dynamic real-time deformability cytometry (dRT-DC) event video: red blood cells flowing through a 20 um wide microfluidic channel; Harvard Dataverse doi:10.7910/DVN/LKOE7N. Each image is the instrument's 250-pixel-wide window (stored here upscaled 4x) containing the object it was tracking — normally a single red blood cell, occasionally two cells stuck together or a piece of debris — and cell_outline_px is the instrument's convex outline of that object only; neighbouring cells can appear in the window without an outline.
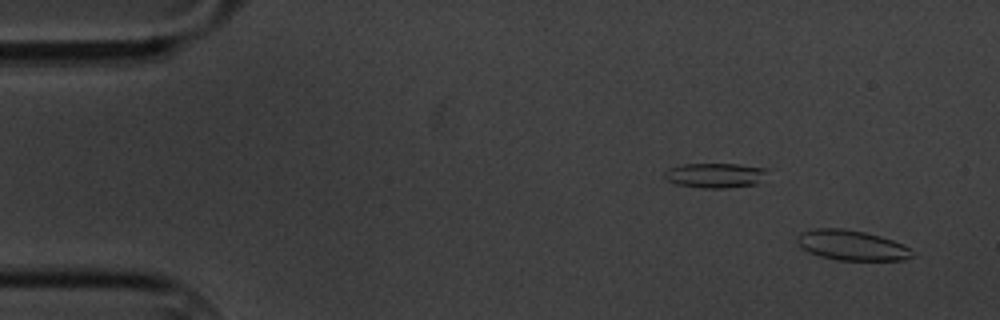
{"species": "common noctule bat (a hibernating species)", "species_latin": "Nyctalus noctula", "temperature_condition": "cold", "stored_images_in_passage": 57, "camera_frame_rate_fps": 3000, "um_per_image_px": 0.085, "animal": {"sex": "male", "body_mass_g": 20.1, "forearm_length_mm": 53.5}, "frame": {"image": 1, "passage_image": 1, "time_ms": 0.0, "image_size_px": [1000, 320], "cell_outline_px": [[916, 256], [904, 260], [836, 260], [820, 256], [808, 252], [796, 240], [796, 236], [800, 232], [816, 228], [844, 228], [864, 232], [880, 236], [904, 244], [912, 248]], "centroid_in_image_um": [72.44, 20.85], "position_along_channel_um": 12.6, "area_um2": 20.4}}
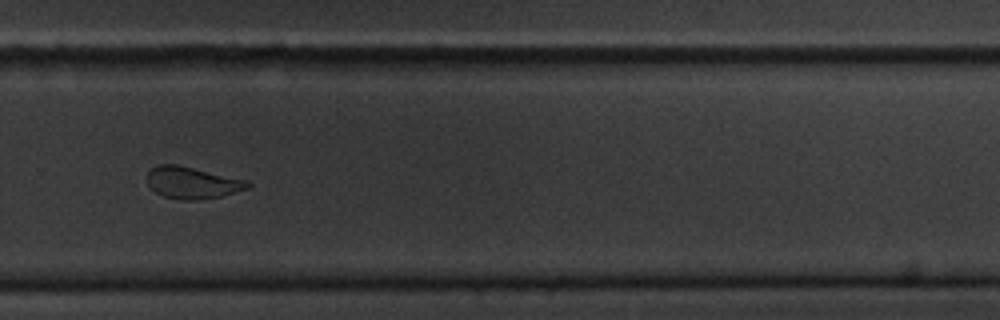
{"frame": {"image": 2, "passage_image": 38, "time_ms": 12.333, "image_size_px": [1000, 320], "cell_outline_px": [[252, 184], [248, 188], [220, 196], [196, 200], [180, 200], [164, 196], [156, 192], [148, 184], [148, 172], [152, 168], [160, 164], [176, 164], [248, 180]], "centroid_in_image_um": [16.35, 15.53], "position_along_channel_um": 313.4, "area_um2": 18.44}}
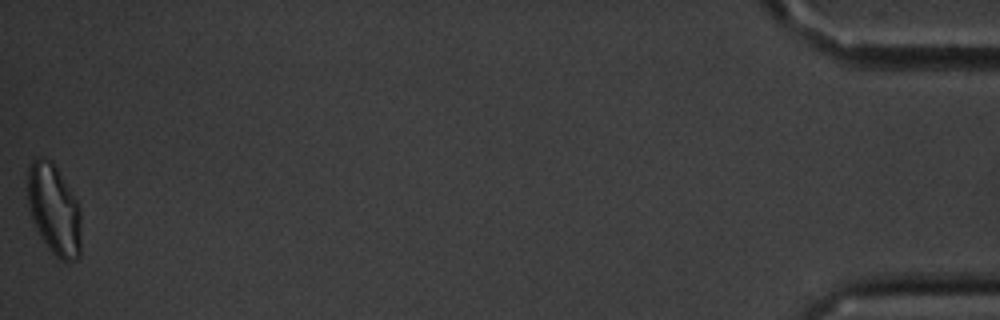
{"frame": {"image": 3, "passage_image": 57, "time_ms": 18.667, "image_size_px": [1000, 320], "cell_outline_px": [[80, 256], [76, 260], [60, 260], [48, 248], [40, 236], [32, 220], [28, 204], [28, 164], [36, 156], [44, 156], [52, 160], [76, 200], [80, 212]], "centroid_in_image_um": [4.57, 17.78], "position_along_channel_um": 430.6, "area_um2": 28.26}, "authors_computed_cell_mechanics": {"area_um2": 20.4612, "velocity_mm_per_s": 3.36, "shape_relaxation_time_tau1_ms": 3.6528, "shape_relaxation_time_tau2_ms": 1.58, "deformation_change_tau1": 0.1058, "deformation_change_tau2": 0.0678}}